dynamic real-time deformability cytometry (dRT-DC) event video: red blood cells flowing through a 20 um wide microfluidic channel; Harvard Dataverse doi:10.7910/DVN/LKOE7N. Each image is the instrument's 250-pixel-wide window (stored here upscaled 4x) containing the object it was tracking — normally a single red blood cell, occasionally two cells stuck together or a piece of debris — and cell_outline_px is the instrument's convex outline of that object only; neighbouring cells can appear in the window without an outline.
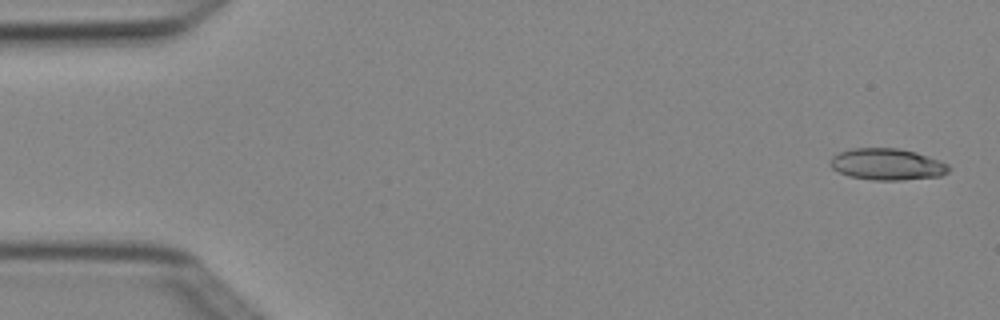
{"species": "Egyptian fruit bat (a non-hibernating species)", "species_latin": "Rousettus aegyptiacus", "temperature_condition": "cold", "stored_images_in_passage": 5, "camera_frame_rate_fps": 3000, "um_per_image_px": 0.085, "animal": {"sex": "female"}, "frame": {"image": 1, "passage_image": 1, "time_ms": 0.0, "image_size_px": [1000, 320], "cell_outline_px": [[952, 168], [948, 172], [940, 176], [900, 180], [872, 180], [848, 176], [832, 168], [828, 164], [832, 156], [840, 152], [852, 148], [896, 148], [916, 152], [940, 160], [948, 164]], "centroid_in_image_um": [75.41, 13.96], "position_along_channel_um": 9.6, "area_um2": 21.91}}
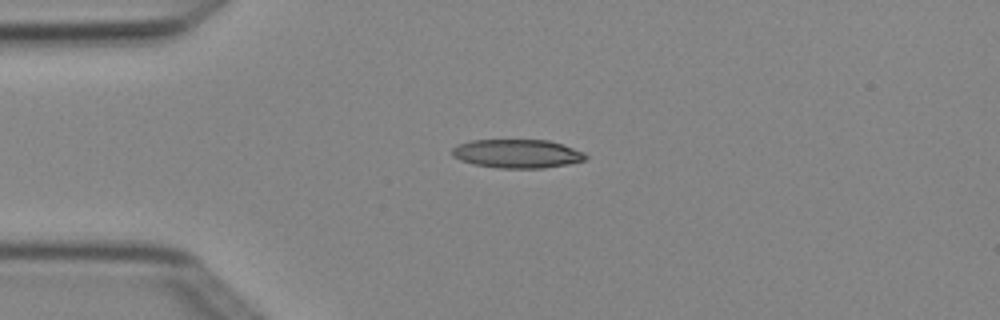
{"frame": {"image": 2, "passage_image": 4, "time_ms": 1.0, "image_size_px": [1000, 320], "cell_outline_px": [[588, 156], [584, 160], [568, 164], [544, 168], [496, 168], [472, 164], [460, 160], [452, 156], [452, 148], [460, 144], [472, 140], [548, 140], [584, 152]], "centroid_in_image_um": [43.94, 13.07], "position_along_channel_um": 41.1, "area_um2": 22.25}}
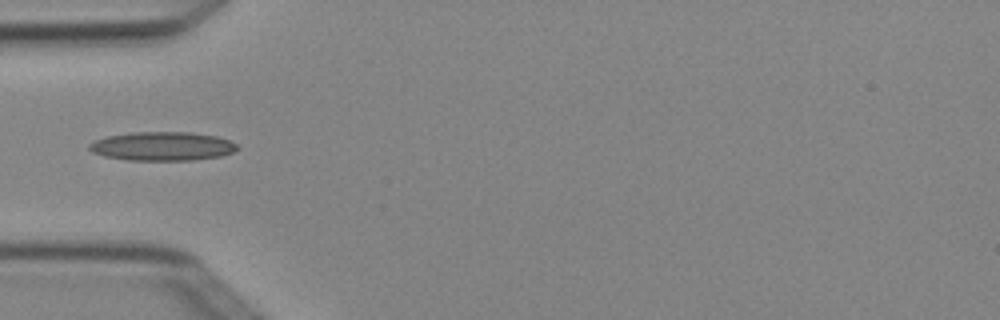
{"frame": {"image": 3, "passage_image": 5, "time_ms": 1.333, "image_size_px": [1000, 320], "cell_outline_px": [[240, 148], [232, 152], [220, 156], [192, 160], [128, 160], [104, 156], [92, 152], [88, 148], [88, 144], [92, 140], [108, 136], [132, 132], [188, 132], [216, 136], [228, 140], [236, 144]], "centroid_in_image_um": [13.76, 12.43], "position_along_channel_um": 71.2, "area_um2": 24.85}}